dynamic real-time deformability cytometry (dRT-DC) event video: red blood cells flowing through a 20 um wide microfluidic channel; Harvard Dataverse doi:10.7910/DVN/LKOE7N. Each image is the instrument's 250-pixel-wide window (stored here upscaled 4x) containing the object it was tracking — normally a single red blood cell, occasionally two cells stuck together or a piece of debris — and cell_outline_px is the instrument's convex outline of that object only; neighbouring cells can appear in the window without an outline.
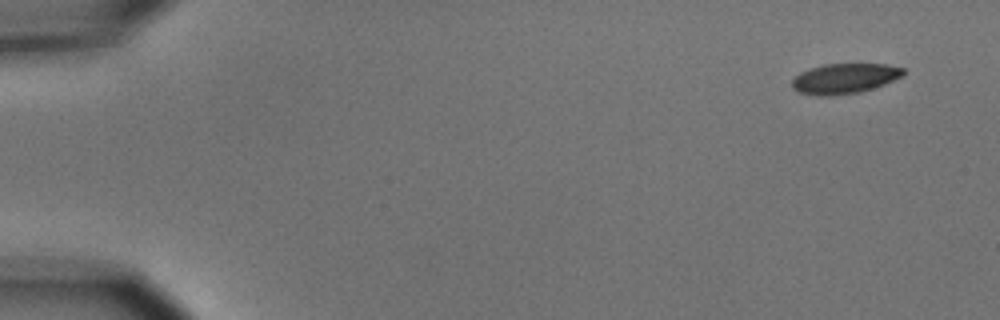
{"species": "common noctule bat (a hibernating species)", "species_latin": "Nyctalus noctula", "temperature_condition": "cold", "stored_images_in_passage": 10, "camera_frame_rate_fps": 3000, "um_per_image_px": 0.085, "animal": {"sex": "male", "body_mass_g": 15.6}, "frame": {"image": 1, "passage_image": 1, "time_ms": 0.0, "image_size_px": [1000, 320], "cell_outline_px": [[904, 76], [884, 84], [860, 92], [828, 96], [820, 96], [800, 92], [792, 88], [792, 80], [800, 72], [808, 68], [824, 64], [884, 64], [904, 68]], "centroid_in_image_um": [71.78, 6.67], "position_along_channel_um": 13.2, "area_um2": 19.54}}
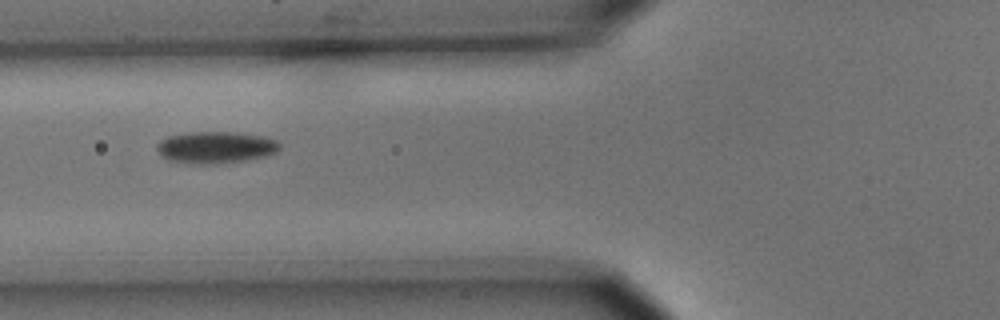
{"frame": {"image": 2, "passage_image": 6, "time_ms": 6.0, "image_size_px": [1000, 320], "cell_outline_px": [[280, 148], [276, 152], [264, 156], [244, 160], [216, 164], [188, 164], [168, 160], [160, 156], [156, 148], [156, 144], [160, 140], [168, 136], [188, 132], [236, 132], [264, 136], [276, 140], [280, 144]], "centroid_in_image_um": [18.28, 12.53], "position_along_channel_um": 107.5, "area_um2": 23.0}}
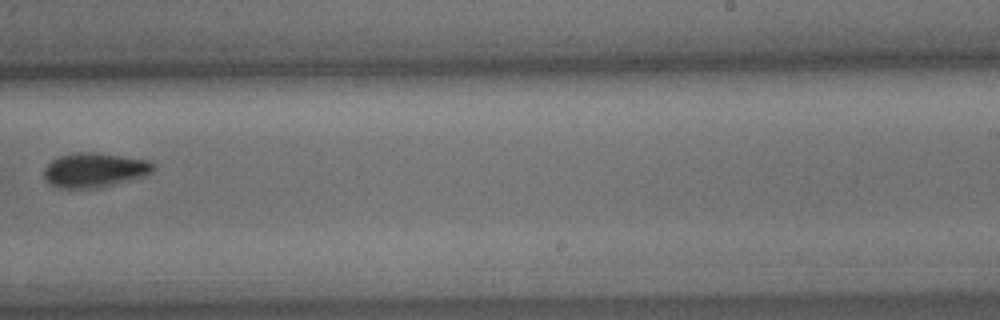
{"frame": {"image": 3, "passage_image": 10, "time_ms": 10.667, "image_size_px": [1000, 320], "cell_outline_px": [[156, 164], [152, 172], [144, 176], [96, 188], [56, 188], [44, 176], [44, 168], [52, 160], [60, 156], [76, 152], [92, 152], [148, 160]], "centroid_in_image_um": [8.03, 14.45], "position_along_channel_um": 281.0, "area_um2": 21.68}}